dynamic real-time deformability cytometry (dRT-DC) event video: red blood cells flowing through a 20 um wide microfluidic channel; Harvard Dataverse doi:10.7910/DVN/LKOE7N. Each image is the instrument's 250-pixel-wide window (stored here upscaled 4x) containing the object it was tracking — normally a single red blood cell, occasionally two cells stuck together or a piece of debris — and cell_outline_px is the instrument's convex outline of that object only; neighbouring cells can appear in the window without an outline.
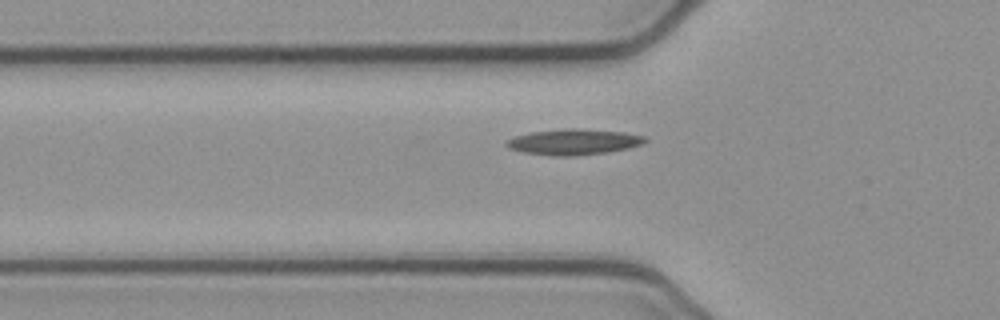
{"species": "common noctule bat (a hibernating species)", "species_latin": "Nyctalus noctula", "temperature_condition": "cold", "stored_images_in_passage": 34, "camera_frame_rate_fps": 3000, "um_per_image_px": 0.085, "animal": {"sex": "female", "body_mass_g": 21.9}, "frame": {"image": 1, "passage_image": 2, "time_ms": 0.333, "image_size_px": [1000, 320], "cell_outline_px": [[648, 140], [640, 144], [628, 148], [608, 152], [576, 156], [552, 156], [524, 152], [508, 148], [504, 144], [504, 140], [516, 136], [532, 132], [564, 128], [580, 128], [624, 132], [644, 136]], "centroid_in_image_um": [48.73, 12.06], "position_along_channel_um": 77.1, "area_um2": 20.92}}
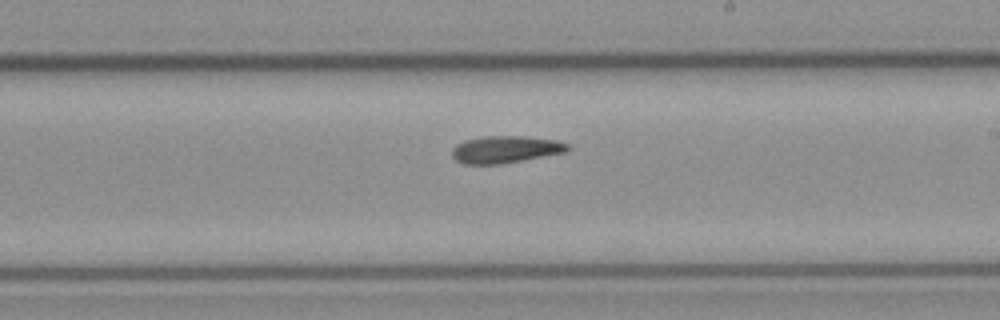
{"frame": {"image": 2, "passage_image": 15, "time_ms": 4.667, "image_size_px": [1000, 320], "cell_outline_px": [[572, 148], [564, 152], [500, 164], [464, 164], [456, 160], [452, 156], [452, 148], [456, 144], [464, 140], [484, 136], [528, 136], [556, 140], [568, 144]], "centroid_in_image_um": [42.94, 12.69], "position_along_channel_um": 246.1, "area_um2": 18.26}}
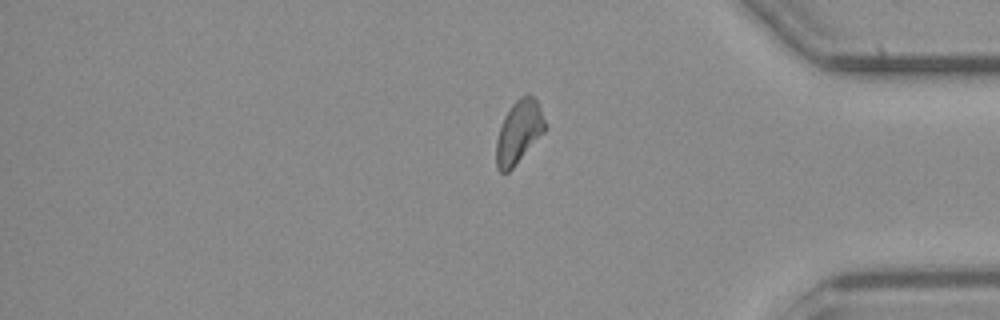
{"frame": {"image": 3, "passage_image": 28, "time_ms": 9.0, "image_size_px": [1000, 320], "cell_outline_px": [[548, 128], [512, 168], [508, 172], [500, 172], [496, 168], [496, 140], [504, 116], [512, 104], [520, 96], [528, 92], [536, 100], [540, 108]], "centroid_in_image_um": [44.1, 11.2], "position_along_channel_um": 391.1, "area_um2": 17.92}}